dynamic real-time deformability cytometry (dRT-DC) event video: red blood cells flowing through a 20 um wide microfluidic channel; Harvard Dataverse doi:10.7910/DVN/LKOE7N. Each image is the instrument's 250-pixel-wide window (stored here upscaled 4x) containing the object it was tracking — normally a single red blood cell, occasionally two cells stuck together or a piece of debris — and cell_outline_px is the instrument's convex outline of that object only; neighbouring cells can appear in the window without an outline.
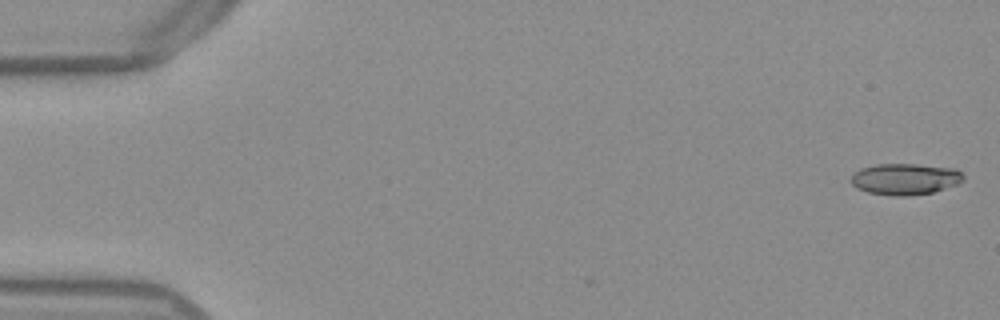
{"species": "Egyptian fruit bat (a non-hibernating species)", "species_latin": "Rousettus aegyptiacus", "temperature_condition": "warm", "stored_images_in_passage": 7, "camera_frame_rate_fps": 3000, "um_per_image_px": 0.085, "frame": {"image": 1, "passage_image": 1, "time_ms": 0.0, "image_size_px": [1000, 320], "cell_outline_px": [[964, 180], [956, 184], [932, 192], [908, 196], [896, 196], [868, 192], [856, 188], [852, 184], [852, 176], [860, 168], [876, 164], [916, 164], [956, 168], [964, 176]], "centroid_in_image_um": [76.94, 15.21], "position_along_channel_um": 8.1, "area_um2": 20.4}}